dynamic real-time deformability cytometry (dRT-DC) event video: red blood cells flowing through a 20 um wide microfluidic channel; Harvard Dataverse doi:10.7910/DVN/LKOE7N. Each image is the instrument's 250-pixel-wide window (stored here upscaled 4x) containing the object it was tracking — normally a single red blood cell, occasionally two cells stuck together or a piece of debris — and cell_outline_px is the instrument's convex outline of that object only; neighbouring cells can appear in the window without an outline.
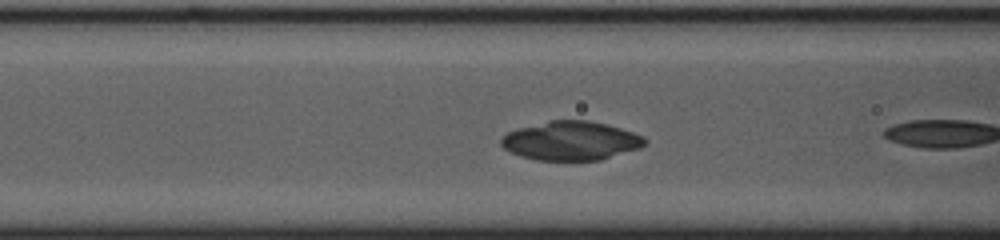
{"species": "common noctule bat (a hibernating species)", "species_latin": "Nyctalus noctula", "temperature_condition": "cold", "stored_images_in_passage": 6, "camera_frame_rate_fps": 3000, "um_per_image_px": 0.085, "animal": {"sex": "female", "body_mass_g": 23.0, "forearm_length_mm": 53.4}, "frame": {"image": 1, "passage_image": 5, "time_ms": 1.333, "image_size_px": [1000, 240], "cell_outline_px": [[648, 140], [640, 148], [600, 160], [536, 160], [520, 156], [504, 148], [500, 144], [500, 140], [508, 132], [520, 128], [548, 120], [588, 120], [608, 124], [644, 136]], "centroid_in_image_um": [48.54, 11.96], "position_along_channel_um": 118.1, "area_um2": 32.54}}